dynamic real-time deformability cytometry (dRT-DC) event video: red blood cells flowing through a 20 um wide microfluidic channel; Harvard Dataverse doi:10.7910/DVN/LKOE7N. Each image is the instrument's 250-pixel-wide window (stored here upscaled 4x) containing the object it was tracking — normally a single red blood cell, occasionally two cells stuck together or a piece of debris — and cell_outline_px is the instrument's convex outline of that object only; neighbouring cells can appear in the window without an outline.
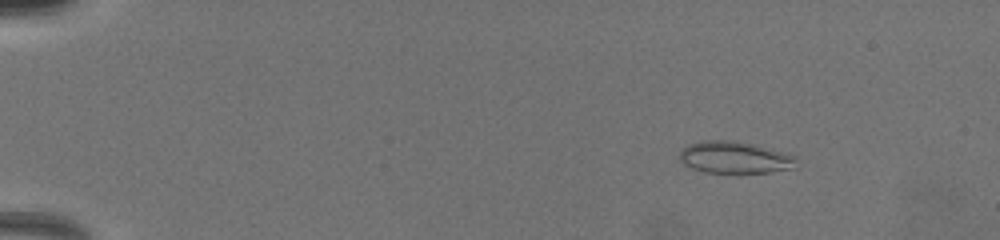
{"species": "common noctule bat (a hibernating species)", "species_latin": "Nyctalus noctula", "temperature_condition": "warm", "stored_images_in_passage": 56, "camera_frame_rate_fps": 3000, "um_per_image_px": 0.085, "animal": {"sex": "female", "body_mass_g": 19.5, "forearm_length_mm": 54.1}, "frame": {"image": 1, "passage_image": 8, "time_ms": 2.333, "image_size_px": [1000, 240], "cell_outline_px": [[796, 168], [768, 172], [704, 172], [692, 168], [684, 164], [680, 160], [680, 152], [688, 144], [704, 140], [736, 140], [752, 144], [796, 156]], "centroid_in_image_um": [62.44, 13.38], "position_along_channel_um": 22.6, "area_um2": 21.5}}
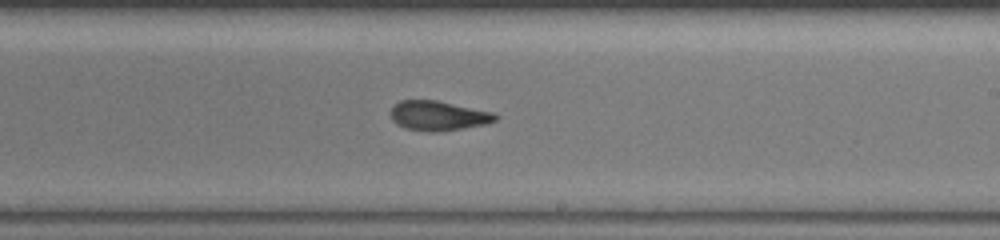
{"frame": {"image": 2, "passage_image": 36, "time_ms": 11.0, "image_size_px": [1000, 240], "cell_outline_px": [[500, 116], [496, 120], [484, 124], [464, 128], [436, 132], [428, 132], [404, 128], [396, 124], [392, 120], [392, 108], [400, 100], [436, 100], [492, 112]], "centroid_in_image_um": [37.25, 9.84], "position_along_channel_um": 251.8, "area_um2": 17.98}}
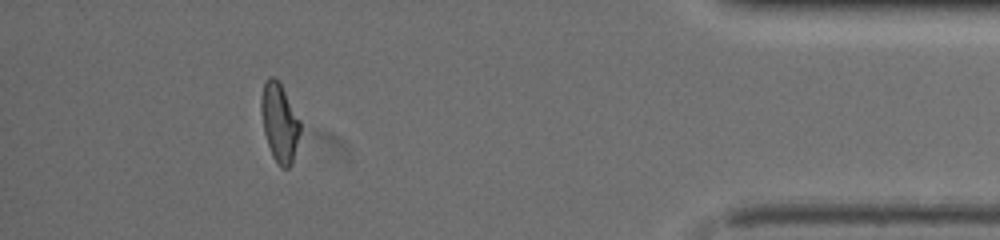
{"frame": {"image": 3, "passage_image": 51, "time_ms": 16.0, "image_size_px": [1000, 240], "cell_outline_px": [[300, 132], [292, 164], [288, 168], [280, 168], [276, 164], [272, 156], [264, 132], [260, 108], [260, 96], [264, 80], [268, 76], [276, 76], [280, 80], [300, 120]], "centroid_in_image_um": [23.74, 10.36], "position_along_channel_um": 411.5, "area_um2": 18.38}, "authors_computed_cell_mechanics": {"area_um2": 18.6983, "velocity_mm_per_s": 4.0651, "shape_relaxation_time_tau1_ms": 4.2979, "shape_relaxation_time_tau2_ms": 1.9542, "deformation_change_tau1": 0.1653, "deformation_change_tau2": 0.0948}}